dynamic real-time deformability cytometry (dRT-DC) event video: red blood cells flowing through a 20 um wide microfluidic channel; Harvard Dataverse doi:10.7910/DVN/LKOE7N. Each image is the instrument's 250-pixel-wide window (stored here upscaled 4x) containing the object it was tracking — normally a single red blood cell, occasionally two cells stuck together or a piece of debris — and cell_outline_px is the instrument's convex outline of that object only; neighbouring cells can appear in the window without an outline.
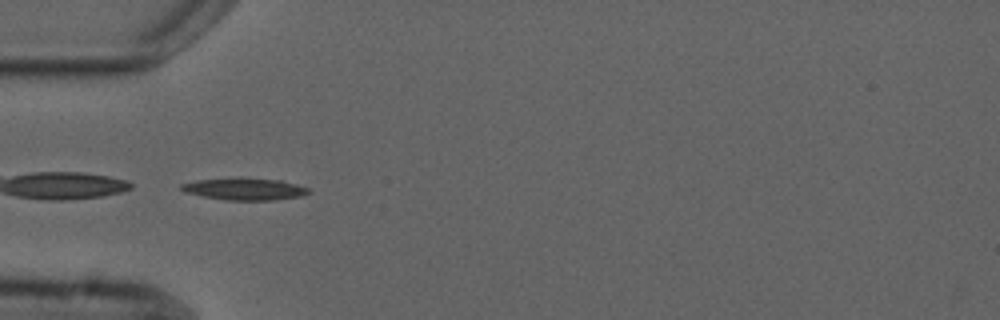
{"species": "common noctule bat (a hibernating species)", "species_latin": "Nyctalus noctula", "temperature_condition": "cold", "stored_images_in_passage": 7, "camera_frame_rate_fps": 3000, "um_per_image_px": 0.085, "animal": {"sex": "male", "forearm_length_mm": 52.5}, "frame": {"image": 1, "passage_image": 4, "time_ms": 3.333, "image_size_px": [1000, 320], "cell_outline_px": [[312, 192], [300, 196], [272, 200], [224, 200], [184, 192], [180, 188], [180, 184], [196, 180], [240, 176], [280, 180], [296, 184], [308, 188]], "centroid_in_image_um": [20.77, 16.04], "position_along_channel_um": 64.2, "area_um2": 16.65}}
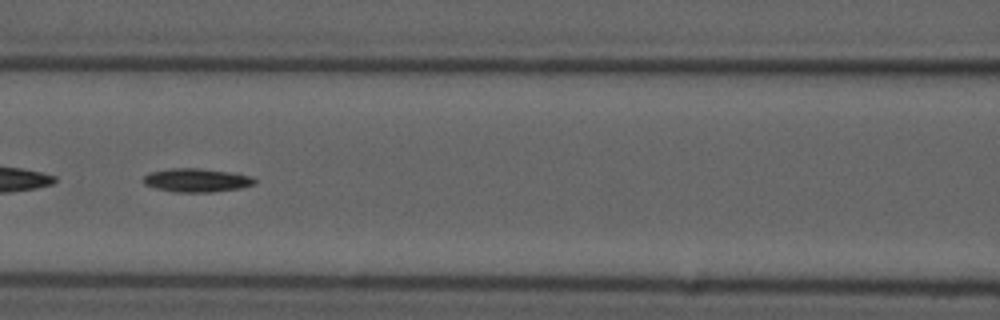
{"frame": {"image": 2, "passage_image": 6, "time_ms": 5.667, "image_size_px": [1000, 320], "cell_outline_px": [[256, 184], [244, 188], [212, 192], [176, 192], [156, 188], [144, 184], [140, 180], [144, 176], [152, 172], [172, 168], [200, 168], [236, 172], [252, 176], [256, 180]], "centroid_in_image_um": [16.78, 15.31], "position_along_channel_um": 149.8, "area_um2": 15.61}}
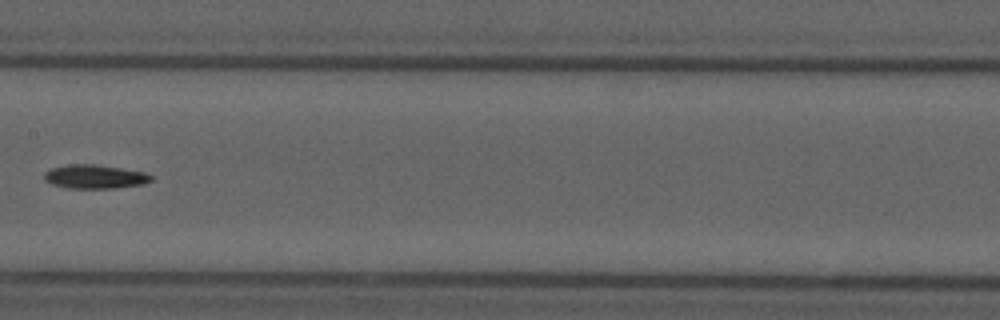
{"frame": {"image": 3, "passage_image": 7, "time_ms": 7.0, "image_size_px": [1000, 320], "cell_outline_px": [[152, 180], [144, 184], [116, 188], [68, 188], [52, 184], [44, 180], [44, 172], [52, 168], [68, 164], [96, 164], [144, 172], [152, 176]], "centroid_in_image_um": [8.05, 15.01], "position_along_channel_um": 199.4, "area_um2": 14.85}}